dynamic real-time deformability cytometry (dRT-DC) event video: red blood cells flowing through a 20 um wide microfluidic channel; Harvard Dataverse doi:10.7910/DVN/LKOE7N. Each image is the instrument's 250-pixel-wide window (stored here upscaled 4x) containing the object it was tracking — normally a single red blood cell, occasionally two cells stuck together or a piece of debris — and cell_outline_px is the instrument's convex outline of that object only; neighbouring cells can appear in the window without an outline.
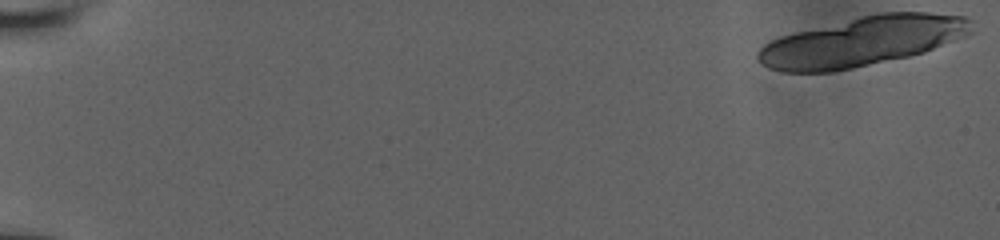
{"species": "human", "species_latin": "Homo sapiens", "temperature_condition": "room temperature", "stored_images_in_passage": 22, "camera_frame_rate_fps": 3000, "um_per_image_px": 0.085, "donor": {"sex": "male"}, "frame": {"image": 1, "passage_image": 1, "time_ms": 0.0, "image_size_px": [1000, 240], "cell_outline_px": [[972, 32], [964, 36], [924, 52], [908, 56], [852, 68], [832, 72], [780, 72], [768, 68], [760, 64], [756, 60], [756, 56], [760, 48], [764, 44], [780, 36], [796, 32], [880, 12], [928, 12], [964, 16], [972, 20]], "centroid_in_image_um": [73.27, 3.52], "position_along_channel_um": 11.7, "area_um2": 61.27}}
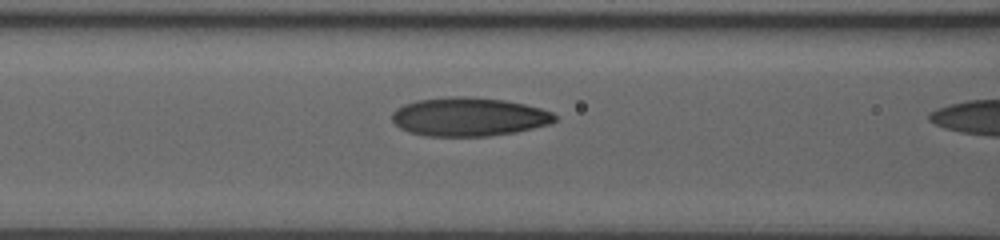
{"frame": {"image": 2, "passage_image": 21, "time_ms": 7.333, "image_size_px": [1000, 240], "cell_outline_px": [[556, 120], [548, 124], [516, 132], [488, 136], [424, 136], [408, 132], [400, 128], [392, 120], [392, 112], [396, 108], [404, 104], [416, 100], [456, 96], [464, 96], [504, 100], [524, 104], [540, 108], [552, 112], [556, 116]], "centroid_in_image_um": [39.82, 9.93], "position_along_channel_um": 126.8, "area_um2": 36.65}}